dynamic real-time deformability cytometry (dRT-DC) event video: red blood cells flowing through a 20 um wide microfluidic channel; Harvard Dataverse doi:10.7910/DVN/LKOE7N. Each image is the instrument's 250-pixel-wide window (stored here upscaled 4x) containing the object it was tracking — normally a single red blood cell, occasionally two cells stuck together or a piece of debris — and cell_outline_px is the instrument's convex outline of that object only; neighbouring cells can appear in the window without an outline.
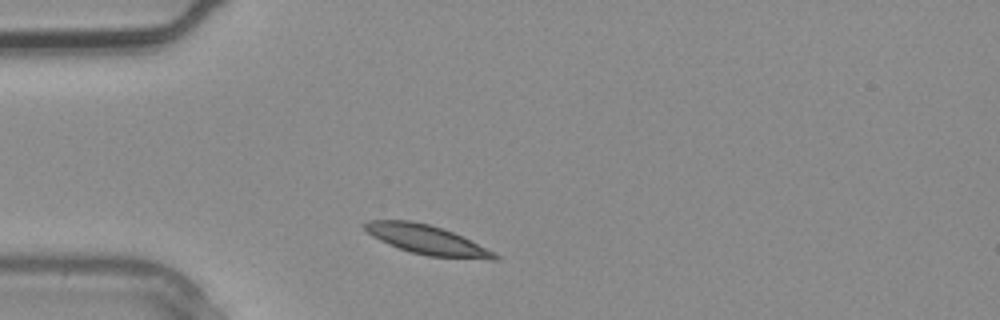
{"species": "common noctule bat (a hibernating species)", "species_latin": "Nyctalus noctula", "temperature_condition": "warm", "stored_images_in_passage": 1, "camera_frame_rate_fps": 3000, "um_per_image_px": 0.085, "animal": {"sex": "male", "body_mass_g": 20.4}, "frame": {"image": 1, "passage_image": 1, "time_ms": 0.0, "image_size_px": [1000, 320], "cell_outline_px": [[500, 260], [492, 260], [428, 256], [412, 252], [388, 244], [372, 236], [360, 224], [368, 220], [412, 220], [428, 224], [452, 232], [500, 256]], "centroid_in_image_um": [36.22, 20.37], "position_along_channel_um": 48.8, "area_um2": 21.79}}